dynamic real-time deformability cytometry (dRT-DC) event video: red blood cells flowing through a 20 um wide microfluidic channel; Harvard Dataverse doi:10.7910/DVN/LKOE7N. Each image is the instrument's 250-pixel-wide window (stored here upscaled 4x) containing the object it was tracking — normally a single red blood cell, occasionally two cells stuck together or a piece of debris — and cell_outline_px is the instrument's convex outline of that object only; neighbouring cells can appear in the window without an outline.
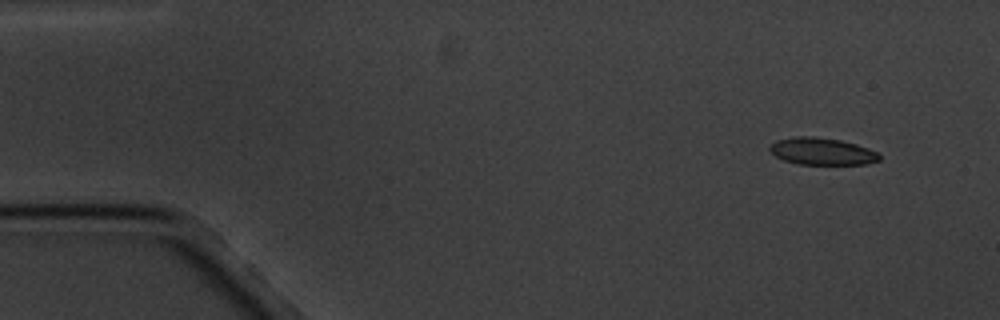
{"species": "common noctule bat (a hibernating species)", "species_latin": "Nyctalus noctula", "temperature_condition": "cold", "stored_images_in_passage": 9, "camera_frame_rate_fps": 3000, "um_per_image_px": 0.085, "animal": {"sex": "male", "body_mass_g": 20.1, "forearm_length_mm": 53.5}, "frame": {"image": 1, "passage_image": 1, "time_ms": 0.0, "image_size_px": [1000, 320], "cell_outline_px": [[880, 160], [864, 164], [800, 164], [784, 160], [776, 156], [768, 148], [776, 140], [796, 136], [812, 136], [840, 140], [856, 144], [868, 148], [876, 152], [880, 156]], "centroid_in_image_um": [69.86, 12.86], "position_along_channel_um": 15.1, "area_um2": 17.11}}
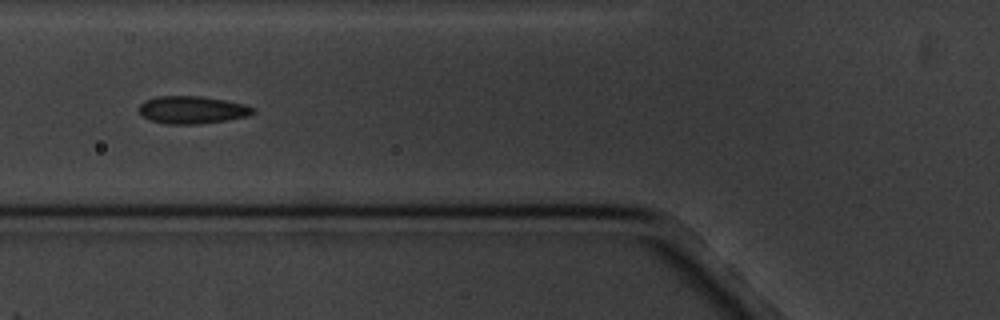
{"frame": {"image": 2, "passage_image": 6, "time_ms": 5.667, "image_size_px": [1000, 320], "cell_outline_px": [[256, 112], [248, 116], [228, 120], [196, 124], [164, 124], [152, 120], [144, 116], [136, 108], [144, 100], [156, 96], [200, 96], [224, 100], [244, 104], [252, 108]], "centroid_in_image_um": [16.3, 9.33], "position_along_channel_um": 109.5, "area_um2": 18.32}}
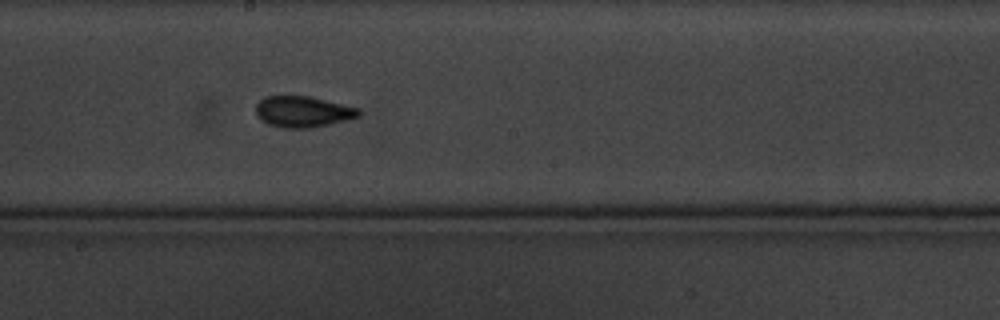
{"frame": {"image": 3, "passage_image": 9, "time_ms": 9.0, "image_size_px": [1000, 320], "cell_outline_px": [[360, 116], [312, 128], [284, 128], [268, 124], [260, 120], [256, 112], [256, 104], [264, 96], [308, 96], [360, 108]], "centroid_in_image_um": [25.72, 9.49], "position_along_channel_um": 222.5, "area_um2": 18.55}}